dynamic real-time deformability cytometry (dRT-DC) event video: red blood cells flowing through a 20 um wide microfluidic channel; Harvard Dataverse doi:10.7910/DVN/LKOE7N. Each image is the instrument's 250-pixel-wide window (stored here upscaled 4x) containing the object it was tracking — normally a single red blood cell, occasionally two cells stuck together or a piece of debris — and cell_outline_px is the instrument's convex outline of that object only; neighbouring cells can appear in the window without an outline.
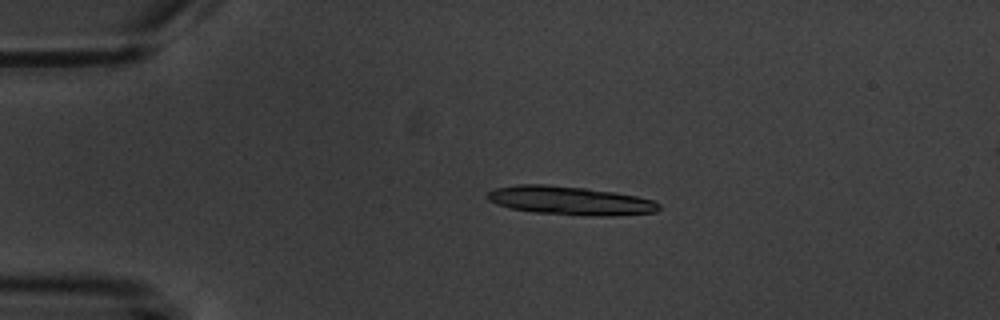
{"species": "common noctule bat (a hibernating species)", "species_latin": "Nyctalus noctula", "temperature_condition": "warm", "stored_images_in_passage": 6, "camera_frame_rate_fps": 3000, "um_per_image_px": 0.085, "animal": {"sex": "male", "body_mass_g": 20.1, "forearm_length_mm": 53.5}, "frame": {"image": 1, "passage_image": 4, "time_ms": 3.333, "image_size_px": [1000, 320], "cell_outline_px": [[660, 208], [656, 212], [616, 216], [596, 216], [532, 212], [512, 208], [496, 204], [488, 200], [488, 192], [496, 188], [516, 184], [548, 184], [584, 188], [612, 192], [636, 196], [656, 200], [660, 204]], "centroid_in_image_um": [48.49, 17.05], "position_along_channel_um": 36.5, "area_um2": 28.61}}